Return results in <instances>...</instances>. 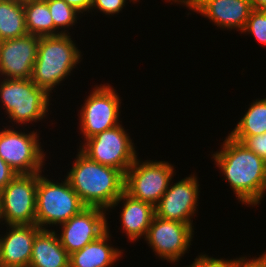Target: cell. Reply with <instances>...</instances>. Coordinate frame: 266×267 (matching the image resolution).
I'll list each match as a JSON object with an SVG mask.
<instances>
[{
    "instance_id": "cell-26",
    "label": "cell",
    "mask_w": 266,
    "mask_h": 267,
    "mask_svg": "<svg viewBox=\"0 0 266 267\" xmlns=\"http://www.w3.org/2000/svg\"><path fill=\"white\" fill-rule=\"evenodd\" d=\"M241 143L266 162V132L262 135L246 137Z\"/></svg>"
},
{
    "instance_id": "cell-21",
    "label": "cell",
    "mask_w": 266,
    "mask_h": 267,
    "mask_svg": "<svg viewBox=\"0 0 266 267\" xmlns=\"http://www.w3.org/2000/svg\"><path fill=\"white\" fill-rule=\"evenodd\" d=\"M266 132V98L253 101L247 112L228 133L233 139L242 142L246 137L262 135Z\"/></svg>"
},
{
    "instance_id": "cell-30",
    "label": "cell",
    "mask_w": 266,
    "mask_h": 267,
    "mask_svg": "<svg viewBox=\"0 0 266 267\" xmlns=\"http://www.w3.org/2000/svg\"><path fill=\"white\" fill-rule=\"evenodd\" d=\"M69 6L75 8L79 13L92 11L93 0H64Z\"/></svg>"
},
{
    "instance_id": "cell-28",
    "label": "cell",
    "mask_w": 266,
    "mask_h": 267,
    "mask_svg": "<svg viewBox=\"0 0 266 267\" xmlns=\"http://www.w3.org/2000/svg\"><path fill=\"white\" fill-rule=\"evenodd\" d=\"M18 174L0 157V190L4 189Z\"/></svg>"
},
{
    "instance_id": "cell-27",
    "label": "cell",
    "mask_w": 266,
    "mask_h": 267,
    "mask_svg": "<svg viewBox=\"0 0 266 267\" xmlns=\"http://www.w3.org/2000/svg\"><path fill=\"white\" fill-rule=\"evenodd\" d=\"M126 0H93L91 9H98L106 15L119 13L125 7Z\"/></svg>"
},
{
    "instance_id": "cell-14",
    "label": "cell",
    "mask_w": 266,
    "mask_h": 267,
    "mask_svg": "<svg viewBox=\"0 0 266 267\" xmlns=\"http://www.w3.org/2000/svg\"><path fill=\"white\" fill-rule=\"evenodd\" d=\"M39 38L27 34L0 41V76L31 79L38 54Z\"/></svg>"
},
{
    "instance_id": "cell-29",
    "label": "cell",
    "mask_w": 266,
    "mask_h": 267,
    "mask_svg": "<svg viewBox=\"0 0 266 267\" xmlns=\"http://www.w3.org/2000/svg\"><path fill=\"white\" fill-rule=\"evenodd\" d=\"M233 267H266V252L257 258L241 257Z\"/></svg>"
},
{
    "instance_id": "cell-16",
    "label": "cell",
    "mask_w": 266,
    "mask_h": 267,
    "mask_svg": "<svg viewBox=\"0 0 266 267\" xmlns=\"http://www.w3.org/2000/svg\"><path fill=\"white\" fill-rule=\"evenodd\" d=\"M252 10L250 0H208L196 12L217 27L242 32Z\"/></svg>"
},
{
    "instance_id": "cell-2",
    "label": "cell",
    "mask_w": 266,
    "mask_h": 267,
    "mask_svg": "<svg viewBox=\"0 0 266 267\" xmlns=\"http://www.w3.org/2000/svg\"><path fill=\"white\" fill-rule=\"evenodd\" d=\"M78 151L66 179L86 207L108 211L125 191V174L114 167L99 164L81 150Z\"/></svg>"
},
{
    "instance_id": "cell-9",
    "label": "cell",
    "mask_w": 266,
    "mask_h": 267,
    "mask_svg": "<svg viewBox=\"0 0 266 267\" xmlns=\"http://www.w3.org/2000/svg\"><path fill=\"white\" fill-rule=\"evenodd\" d=\"M12 129L4 127L0 130V157L17 174L42 172L45 154L39 143V134Z\"/></svg>"
},
{
    "instance_id": "cell-32",
    "label": "cell",
    "mask_w": 266,
    "mask_h": 267,
    "mask_svg": "<svg viewBox=\"0 0 266 267\" xmlns=\"http://www.w3.org/2000/svg\"><path fill=\"white\" fill-rule=\"evenodd\" d=\"M252 9L266 10V0H250Z\"/></svg>"
},
{
    "instance_id": "cell-6",
    "label": "cell",
    "mask_w": 266,
    "mask_h": 267,
    "mask_svg": "<svg viewBox=\"0 0 266 267\" xmlns=\"http://www.w3.org/2000/svg\"><path fill=\"white\" fill-rule=\"evenodd\" d=\"M132 139L121 124L84 141L80 150L99 164L114 167L124 174L138 158Z\"/></svg>"
},
{
    "instance_id": "cell-4",
    "label": "cell",
    "mask_w": 266,
    "mask_h": 267,
    "mask_svg": "<svg viewBox=\"0 0 266 267\" xmlns=\"http://www.w3.org/2000/svg\"><path fill=\"white\" fill-rule=\"evenodd\" d=\"M38 172L36 189V220L41 229L68 221L86 206L65 178L61 183L49 180Z\"/></svg>"
},
{
    "instance_id": "cell-31",
    "label": "cell",
    "mask_w": 266,
    "mask_h": 267,
    "mask_svg": "<svg viewBox=\"0 0 266 267\" xmlns=\"http://www.w3.org/2000/svg\"><path fill=\"white\" fill-rule=\"evenodd\" d=\"M169 2H178V4L186 5L185 7H188L189 10H192L193 12H196L206 1L208 0H167Z\"/></svg>"
},
{
    "instance_id": "cell-18",
    "label": "cell",
    "mask_w": 266,
    "mask_h": 267,
    "mask_svg": "<svg viewBox=\"0 0 266 267\" xmlns=\"http://www.w3.org/2000/svg\"><path fill=\"white\" fill-rule=\"evenodd\" d=\"M69 259L55 230L41 229L36 234L29 267H69Z\"/></svg>"
},
{
    "instance_id": "cell-1",
    "label": "cell",
    "mask_w": 266,
    "mask_h": 267,
    "mask_svg": "<svg viewBox=\"0 0 266 267\" xmlns=\"http://www.w3.org/2000/svg\"><path fill=\"white\" fill-rule=\"evenodd\" d=\"M212 158L242 205L256 206L265 197L266 162L241 142L228 135Z\"/></svg>"
},
{
    "instance_id": "cell-15",
    "label": "cell",
    "mask_w": 266,
    "mask_h": 267,
    "mask_svg": "<svg viewBox=\"0 0 266 267\" xmlns=\"http://www.w3.org/2000/svg\"><path fill=\"white\" fill-rule=\"evenodd\" d=\"M5 226L9 232L0 235L1 267H29L33 242L41 228L36 224Z\"/></svg>"
},
{
    "instance_id": "cell-25",
    "label": "cell",
    "mask_w": 266,
    "mask_h": 267,
    "mask_svg": "<svg viewBox=\"0 0 266 267\" xmlns=\"http://www.w3.org/2000/svg\"><path fill=\"white\" fill-rule=\"evenodd\" d=\"M240 258L241 257L233 260H224L222 258L218 259L210 256L208 257L206 254H200L194 259L193 263L187 267H233Z\"/></svg>"
},
{
    "instance_id": "cell-11",
    "label": "cell",
    "mask_w": 266,
    "mask_h": 267,
    "mask_svg": "<svg viewBox=\"0 0 266 267\" xmlns=\"http://www.w3.org/2000/svg\"><path fill=\"white\" fill-rule=\"evenodd\" d=\"M194 226L154 215L145 240L153 252L168 262H179L188 251Z\"/></svg>"
},
{
    "instance_id": "cell-22",
    "label": "cell",
    "mask_w": 266,
    "mask_h": 267,
    "mask_svg": "<svg viewBox=\"0 0 266 267\" xmlns=\"http://www.w3.org/2000/svg\"><path fill=\"white\" fill-rule=\"evenodd\" d=\"M27 34L23 3L0 0V41Z\"/></svg>"
},
{
    "instance_id": "cell-34",
    "label": "cell",
    "mask_w": 266,
    "mask_h": 267,
    "mask_svg": "<svg viewBox=\"0 0 266 267\" xmlns=\"http://www.w3.org/2000/svg\"><path fill=\"white\" fill-rule=\"evenodd\" d=\"M12 1H16V2H19V3H26L27 1H30V0H12Z\"/></svg>"
},
{
    "instance_id": "cell-19",
    "label": "cell",
    "mask_w": 266,
    "mask_h": 267,
    "mask_svg": "<svg viewBox=\"0 0 266 267\" xmlns=\"http://www.w3.org/2000/svg\"><path fill=\"white\" fill-rule=\"evenodd\" d=\"M109 231L84 248L70 254L69 267H111L122 257V250L108 244Z\"/></svg>"
},
{
    "instance_id": "cell-23",
    "label": "cell",
    "mask_w": 266,
    "mask_h": 267,
    "mask_svg": "<svg viewBox=\"0 0 266 267\" xmlns=\"http://www.w3.org/2000/svg\"><path fill=\"white\" fill-rule=\"evenodd\" d=\"M47 2L50 14L54 21V27L59 31L61 30V34H68L65 28H69L75 25L77 22V15L80 14L75 8L68 5V3L64 0H45ZM63 30H62V29Z\"/></svg>"
},
{
    "instance_id": "cell-3",
    "label": "cell",
    "mask_w": 266,
    "mask_h": 267,
    "mask_svg": "<svg viewBox=\"0 0 266 267\" xmlns=\"http://www.w3.org/2000/svg\"><path fill=\"white\" fill-rule=\"evenodd\" d=\"M68 34L39 38L31 80L49 95L80 63L81 51Z\"/></svg>"
},
{
    "instance_id": "cell-7",
    "label": "cell",
    "mask_w": 266,
    "mask_h": 267,
    "mask_svg": "<svg viewBox=\"0 0 266 267\" xmlns=\"http://www.w3.org/2000/svg\"><path fill=\"white\" fill-rule=\"evenodd\" d=\"M174 166L165 161L135 159L125 174V192L132 198L148 202L154 207L168 190Z\"/></svg>"
},
{
    "instance_id": "cell-10",
    "label": "cell",
    "mask_w": 266,
    "mask_h": 267,
    "mask_svg": "<svg viewBox=\"0 0 266 267\" xmlns=\"http://www.w3.org/2000/svg\"><path fill=\"white\" fill-rule=\"evenodd\" d=\"M37 185L38 173L18 174L1 190L6 225L35 224Z\"/></svg>"
},
{
    "instance_id": "cell-20",
    "label": "cell",
    "mask_w": 266,
    "mask_h": 267,
    "mask_svg": "<svg viewBox=\"0 0 266 267\" xmlns=\"http://www.w3.org/2000/svg\"><path fill=\"white\" fill-rule=\"evenodd\" d=\"M23 6L28 34L39 37L61 35V32L54 27V21L45 0H30Z\"/></svg>"
},
{
    "instance_id": "cell-5",
    "label": "cell",
    "mask_w": 266,
    "mask_h": 267,
    "mask_svg": "<svg viewBox=\"0 0 266 267\" xmlns=\"http://www.w3.org/2000/svg\"><path fill=\"white\" fill-rule=\"evenodd\" d=\"M0 81V102L15 124L42 120L51 96L31 79L4 78ZM50 96V97H49Z\"/></svg>"
},
{
    "instance_id": "cell-33",
    "label": "cell",
    "mask_w": 266,
    "mask_h": 267,
    "mask_svg": "<svg viewBox=\"0 0 266 267\" xmlns=\"http://www.w3.org/2000/svg\"><path fill=\"white\" fill-rule=\"evenodd\" d=\"M3 222V216H2V195L0 190V222Z\"/></svg>"
},
{
    "instance_id": "cell-17",
    "label": "cell",
    "mask_w": 266,
    "mask_h": 267,
    "mask_svg": "<svg viewBox=\"0 0 266 267\" xmlns=\"http://www.w3.org/2000/svg\"><path fill=\"white\" fill-rule=\"evenodd\" d=\"M121 201L124 203L120 214L122 230L131 242L142 236L145 238L155 215V207L148 202L132 198L124 191L110 208H115Z\"/></svg>"
},
{
    "instance_id": "cell-13",
    "label": "cell",
    "mask_w": 266,
    "mask_h": 267,
    "mask_svg": "<svg viewBox=\"0 0 266 267\" xmlns=\"http://www.w3.org/2000/svg\"><path fill=\"white\" fill-rule=\"evenodd\" d=\"M199 185L196 175L181 179L169 184L168 190L163 194L155 206V215L165 220H175L192 226V217L198 206Z\"/></svg>"
},
{
    "instance_id": "cell-24",
    "label": "cell",
    "mask_w": 266,
    "mask_h": 267,
    "mask_svg": "<svg viewBox=\"0 0 266 267\" xmlns=\"http://www.w3.org/2000/svg\"><path fill=\"white\" fill-rule=\"evenodd\" d=\"M241 33H251L259 43L266 45V10L253 9Z\"/></svg>"
},
{
    "instance_id": "cell-8",
    "label": "cell",
    "mask_w": 266,
    "mask_h": 267,
    "mask_svg": "<svg viewBox=\"0 0 266 267\" xmlns=\"http://www.w3.org/2000/svg\"><path fill=\"white\" fill-rule=\"evenodd\" d=\"M96 86L80 110L79 128L84 141L120 124L121 99L107 83Z\"/></svg>"
},
{
    "instance_id": "cell-12",
    "label": "cell",
    "mask_w": 266,
    "mask_h": 267,
    "mask_svg": "<svg viewBox=\"0 0 266 267\" xmlns=\"http://www.w3.org/2000/svg\"><path fill=\"white\" fill-rule=\"evenodd\" d=\"M106 210L86 207L79 214L60 224L62 230L58 238L65 250L71 254L99 239L108 230Z\"/></svg>"
}]
</instances>
